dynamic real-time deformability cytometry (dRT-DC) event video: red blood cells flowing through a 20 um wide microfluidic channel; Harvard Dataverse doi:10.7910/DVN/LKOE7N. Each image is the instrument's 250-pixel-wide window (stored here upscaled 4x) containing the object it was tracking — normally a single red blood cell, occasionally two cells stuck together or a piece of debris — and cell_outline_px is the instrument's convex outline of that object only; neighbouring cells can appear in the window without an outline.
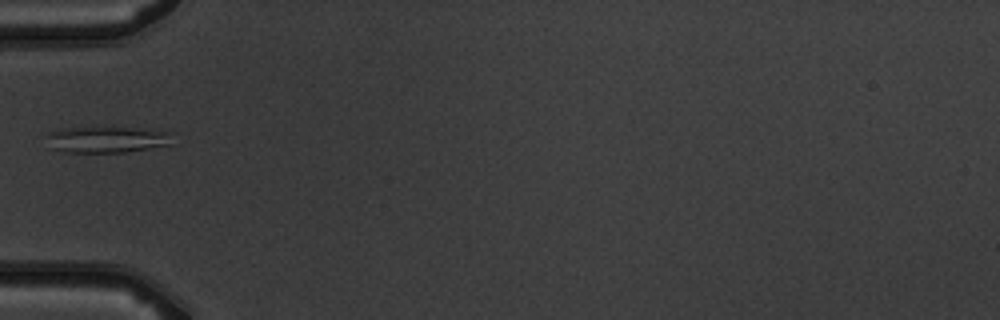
{"species": "common noctule bat (a hibernating species)", "species_latin": "Nyctalus noctula", "temperature_condition": "warm", "stored_images_in_passage": 2, "camera_frame_rate_fps": 3000, "um_per_image_px": 0.085, "animal": {"sex": "male", "body_mass_g": 19.5, "forearm_length_mm": 54.6}, "frame": {"image": 1, "passage_image": 2, "time_ms": 1.333, "image_size_px": [1000, 320], "cell_outline_px": [[176, 144], [124, 152], [64, 152], [52, 148], [44, 136], [48, 132], [64, 128], [132, 128], [176, 132]], "centroid_in_image_um": [9.19, 11.86], "position_along_channel_um": 75.8, "area_um2": 19.59}}